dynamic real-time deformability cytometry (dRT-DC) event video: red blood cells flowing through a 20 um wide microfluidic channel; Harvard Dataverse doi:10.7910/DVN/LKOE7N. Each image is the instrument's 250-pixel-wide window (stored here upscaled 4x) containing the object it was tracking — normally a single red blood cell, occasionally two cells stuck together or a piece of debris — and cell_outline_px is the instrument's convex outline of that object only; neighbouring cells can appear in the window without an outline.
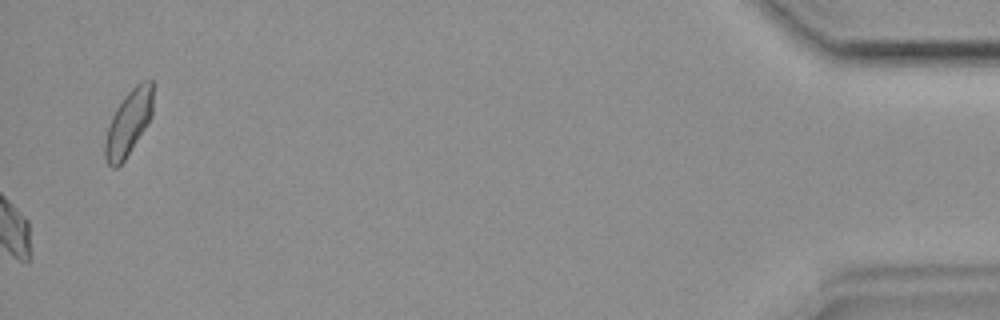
{"species": "common noctule bat (a hibernating species)", "species_latin": "Nyctalus noctula", "temperature_condition": "room temperature", "stored_images_in_passage": 45, "camera_frame_rate_fps": 3000, "um_per_image_px": 0.085, "animal": {"sex": "female", "body_mass_g": 19.9}, "frame": {"image": 1, "passage_image": 45, "time_ms": 14.667, "image_size_px": [1000, 320], "cell_outline_px": [[152, 116], [148, 124], [124, 160], [116, 168], [112, 168], [104, 160], [104, 144], [108, 124], [116, 108], [124, 96], [140, 80], [152, 80]], "centroid_in_image_um": [10.9, 10.45], "position_along_channel_um": 424.3, "area_um2": 18.32}}